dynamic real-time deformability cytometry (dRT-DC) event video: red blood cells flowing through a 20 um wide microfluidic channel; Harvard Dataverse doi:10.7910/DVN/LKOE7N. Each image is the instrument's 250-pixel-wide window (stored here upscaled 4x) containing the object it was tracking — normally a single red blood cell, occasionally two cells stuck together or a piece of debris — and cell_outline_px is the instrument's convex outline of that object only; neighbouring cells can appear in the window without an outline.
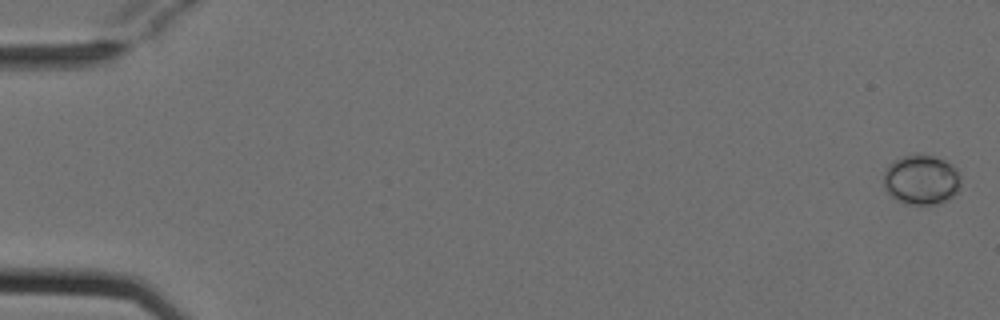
{"species": "Egyptian fruit bat (a non-hibernating species)", "species_latin": "Rousettus aegyptiacus", "temperature_condition": "cold", "stored_images_in_passage": 8, "camera_frame_rate_fps": 3000, "um_per_image_px": 0.085, "animal": {"sex": "female"}, "frame": {"image": 1, "passage_image": 1, "time_ms": 0.0, "image_size_px": [1000, 320], "cell_outline_px": [[960, 188], [952, 196], [936, 204], [904, 204], [896, 200], [884, 188], [884, 168], [888, 164], [904, 156], [916, 152], [932, 156], [944, 160], [952, 164], [960, 172]], "centroid_in_image_um": [78.3, 15.25], "position_along_channel_um": 6.7, "area_um2": 22.66}}
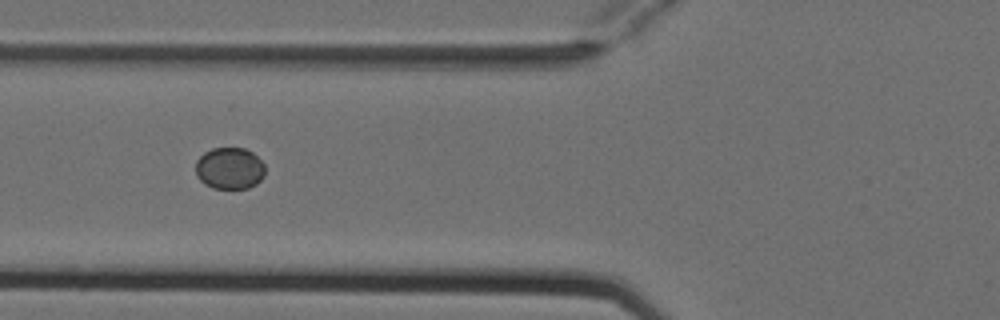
{"frame": {"image": 2, "passage_image": 6, "time_ms": 1.667, "image_size_px": [1000, 320], "cell_outline_px": [[264, 176], [256, 184], [248, 188], [212, 188], [204, 184], [196, 176], [196, 160], [204, 152], [212, 148], [244, 148], [252, 152], [264, 164]], "centroid_in_image_um": [19.5, 14.31], "position_along_channel_um": 106.3, "area_um2": 16.94}}
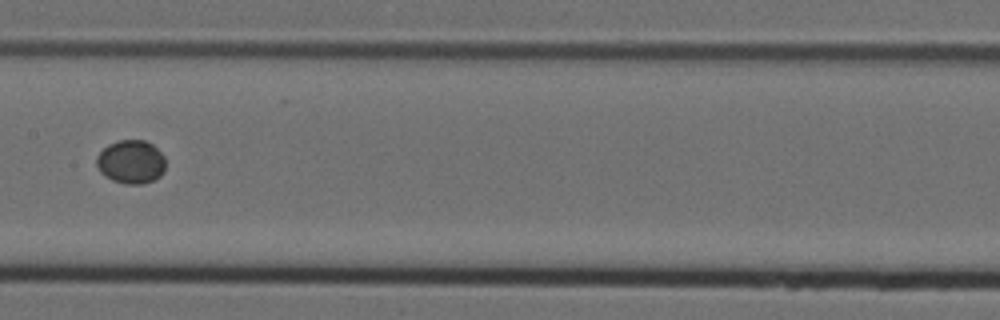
{"frame": {"image": 3, "passage_image": 8, "time_ms": 2.333, "image_size_px": [1000, 320], "cell_outline_px": [[164, 172], [160, 176], [152, 180], [140, 184], [124, 184], [112, 180], [100, 172], [96, 164], [96, 156], [108, 144], [120, 140], [144, 140], [152, 144], [164, 156]], "centroid_in_image_um": [11.12, 13.76], "position_along_channel_um": 196.3, "area_um2": 17.46}}